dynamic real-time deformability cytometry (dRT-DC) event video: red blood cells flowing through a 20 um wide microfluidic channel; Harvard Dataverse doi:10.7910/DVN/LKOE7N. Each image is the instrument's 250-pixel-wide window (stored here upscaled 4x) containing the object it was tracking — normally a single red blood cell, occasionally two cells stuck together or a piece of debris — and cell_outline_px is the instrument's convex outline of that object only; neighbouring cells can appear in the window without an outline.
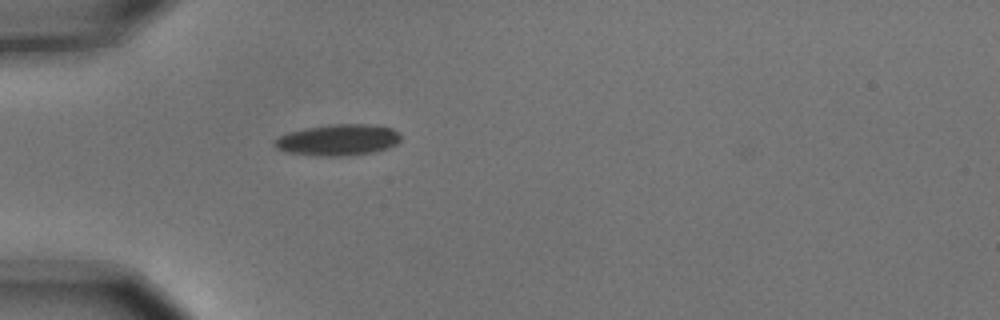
{"species": "common noctule bat (a hibernating species)", "species_latin": "Nyctalus noctula", "temperature_condition": "cold", "stored_images_in_passage": 1, "camera_frame_rate_fps": 3000, "um_per_image_px": 0.085, "animal": {"sex": "male", "body_mass_g": 15.6}, "frame": {"image": 1, "passage_image": 1, "time_ms": 0.0, "image_size_px": [1000, 320], "cell_outline_px": [[400, 140], [396, 144], [388, 148], [376, 152], [344, 156], [320, 156], [288, 152], [276, 148], [272, 140], [288, 132], [304, 128], [328, 124], [364, 124], [392, 128], [400, 132]], "centroid_in_image_um": [28.73, 11.89], "position_along_channel_um": 56.3, "area_um2": 23.12}}